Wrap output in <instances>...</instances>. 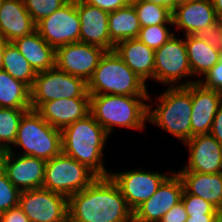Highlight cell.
I'll use <instances>...</instances> for the list:
<instances>
[{
  "mask_svg": "<svg viewBox=\"0 0 222 222\" xmlns=\"http://www.w3.org/2000/svg\"><path fill=\"white\" fill-rule=\"evenodd\" d=\"M68 222H133V211L110 176L97 177L68 198Z\"/></svg>",
  "mask_w": 222,
  "mask_h": 222,
  "instance_id": "6da1fadb",
  "label": "cell"
},
{
  "mask_svg": "<svg viewBox=\"0 0 222 222\" xmlns=\"http://www.w3.org/2000/svg\"><path fill=\"white\" fill-rule=\"evenodd\" d=\"M108 137L89 113L61 130L62 153L85 165L97 177L109 176L102 164V150Z\"/></svg>",
  "mask_w": 222,
  "mask_h": 222,
  "instance_id": "7a4b0ae2",
  "label": "cell"
},
{
  "mask_svg": "<svg viewBox=\"0 0 222 222\" xmlns=\"http://www.w3.org/2000/svg\"><path fill=\"white\" fill-rule=\"evenodd\" d=\"M141 99L150 100L149 96L90 94V113L108 135L114 125L141 130L149 106Z\"/></svg>",
  "mask_w": 222,
  "mask_h": 222,
  "instance_id": "3957f363",
  "label": "cell"
},
{
  "mask_svg": "<svg viewBox=\"0 0 222 222\" xmlns=\"http://www.w3.org/2000/svg\"><path fill=\"white\" fill-rule=\"evenodd\" d=\"M145 82L115 52L105 51L87 82L89 94L148 96ZM112 93H109V92Z\"/></svg>",
  "mask_w": 222,
  "mask_h": 222,
  "instance_id": "277c9868",
  "label": "cell"
},
{
  "mask_svg": "<svg viewBox=\"0 0 222 222\" xmlns=\"http://www.w3.org/2000/svg\"><path fill=\"white\" fill-rule=\"evenodd\" d=\"M191 82L180 86H172L161 96L160 105L150 110L148 106V121L159 125L164 130L178 137L184 143L191 138Z\"/></svg>",
  "mask_w": 222,
  "mask_h": 222,
  "instance_id": "5b68a950",
  "label": "cell"
},
{
  "mask_svg": "<svg viewBox=\"0 0 222 222\" xmlns=\"http://www.w3.org/2000/svg\"><path fill=\"white\" fill-rule=\"evenodd\" d=\"M14 144L24 149L21 155L48 161L62 152L61 130L30 109L22 116Z\"/></svg>",
  "mask_w": 222,
  "mask_h": 222,
  "instance_id": "8992f818",
  "label": "cell"
},
{
  "mask_svg": "<svg viewBox=\"0 0 222 222\" xmlns=\"http://www.w3.org/2000/svg\"><path fill=\"white\" fill-rule=\"evenodd\" d=\"M30 92L33 110L56 99L90 98L84 79L59 70L56 66L38 72Z\"/></svg>",
  "mask_w": 222,
  "mask_h": 222,
  "instance_id": "52a82bcc",
  "label": "cell"
},
{
  "mask_svg": "<svg viewBox=\"0 0 222 222\" xmlns=\"http://www.w3.org/2000/svg\"><path fill=\"white\" fill-rule=\"evenodd\" d=\"M96 178L85 165L61 152L46 161L42 188L69 198L88 187Z\"/></svg>",
  "mask_w": 222,
  "mask_h": 222,
  "instance_id": "ba28073f",
  "label": "cell"
},
{
  "mask_svg": "<svg viewBox=\"0 0 222 222\" xmlns=\"http://www.w3.org/2000/svg\"><path fill=\"white\" fill-rule=\"evenodd\" d=\"M80 27L77 0H69L36 24L41 37L55 50L66 44L80 42Z\"/></svg>",
  "mask_w": 222,
  "mask_h": 222,
  "instance_id": "9c48e42d",
  "label": "cell"
},
{
  "mask_svg": "<svg viewBox=\"0 0 222 222\" xmlns=\"http://www.w3.org/2000/svg\"><path fill=\"white\" fill-rule=\"evenodd\" d=\"M18 206L30 222H68V198L44 188L21 191Z\"/></svg>",
  "mask_w": 222,
  "mask_h": 222,
  "instance_id": "30bf717a",
  "label": "cell"
},
{
  "mask_svg": "<svg viewBox=\"0 0 222 222\" xmlns=\"http://www.w3.org/2000/svg\"><path fill=\"white\" fill-rule=\"evenodd\" d=\"M105 51L99 46L83 42L66 44L56 49L55 66L88 82Z\"/></svg>",
  "mask_w": 222,
  "mask_h": 222,
  "instance_id": "8fae6325",
  "label": "cell"
},
{
  "mask_svg": "<svg viewBox=\"0 0 222 222\" xmlns=\"http://www.w3.org/2000/svg\"><path fill=\"white\" fill-rule=\"evenodd\" d=\"M190 75L192 72L185 40H179L173 35L165 44L155 50L154 79L164 84L169 83L172 87V83Z\"/></svg>",
  "mask_w": 222,
  "mask_h": 222,
  "instance_id": "7c38bea8",
  "label": "cell"
},
{
  "mask_svg": "<svg viewBox=\"0 0 222 222\" xmlns=\"http://www.w3.org/2000/svg\"><path fill=\"white\" fill-rule=\"evenodd\" d=\"M183 182L178 175L168 176L155 194L133 211V222H158L168 211L181 202Z\"/></svg>",
  "mask_w": 222,
  "mask_h": 222,
  "instance_id": "4fadbf2b",
  "label": "cell"
},
{
  "mask_svg": "<svg viewBox=\"0 0 222 222\" xmlns=\"http://www.w3.org/2000/svg\"><path fill=\"white\" fill-rule=\"evenodd\" d=\"M117 184L128 207L134 211L144 201L150 199L168 177L160 173L127 171L109 175Z\"/></svg>",
  "mask_w": 222,
  "mask_h": 222,
  "instance_id": "5bb4252c",
  "label": "cell"
},
{
  "mask_svg": "<svg viewBox=\"0 0 222 222\" xmlns=\"http://www.w3.org/2000/svg\"><path fill=\"white\" fill-rule=\"evenodd\" d=\"M12 159V150H5L0 166L16 188L21 191L42 188L45 160L29 155H18L16 160Z\"/></svg>",
  "mask_w": 222,
  "mask_h": 222,
  "instance_id": "9a60e30c",
  "label": "cell"
},
{
  "mask_svg": "<svg viewBox=\"0 0 222 222\" xmlns=\"http://www.w3.org/2000/svg\"><path fill=\"white\" fill-rule=\"evenodd\" d=\"M190 159L179 172L214 174L222 172V145L211 135H196L187 140Z\"/></svg>",
  "mask_w": 222,
  "mask_h": 222,
  "instance_id": "2e32d148",
  "label": "cell"
},
{
  "mask_svg": "<svg viewBox=\"0 0 222 222\" xmlns=\"http://www.w3.org/2000/svg\"><path fill=\"white\" fill-rule=\"evenodd\" d=\"M191 138L196 135L210 134L214 117L219 104L222 102V93L206 88L198 81L191 82Z\"/></svg>",
  "mask_w": 222,
  "mask_h": 222,
  "instance_id": "e0dca14e",
  "label": "cell"
},
{
  "mask_svg": "<svg viewBox=\"0 0 222 222\" xmlns=\"http://www.w3.org/2000/svg\"><path fill=\"white\" fill-rule=\"evenodd\" d=\"M77 11L80 19V42L96 45L106 51L114 50L115 44L110 40L108 31L109 13L77 0Z\"/></svg>",
  "mask_w": 222,
  "mask_h": 222,
  "instance_id": "ac0fdd59",
  "label": "cell"
},
{
  "mask_svg": "<svg viewBox=\"0 0 222 222\" xmlns=\"http://www.w3.org/2000/svg\"><path fill=\"white\" fill-rule=\"evenodd\" d=\"M217 20L212 0H191L176 5L172 11V24L184 28L185 35H194Z\"/></svg>",
  "mask_w": 222,
  "mask_h": 222,
  "instance_id": "d6986e66",
  "label": "cell"
},
{
  "mask_svg": "<svg viewBox=\"0 0 222 222\" xmlns=\"http://www.w3.org/2000/svg\"><path fill=\"white\" fill-rule=\"evenodd\" d=\"M36 111L49 125L62 130L90 113V98L56 99L43 103Z\"/></svg>",
  "mask_w": 222,
  "mask_h": 222,
  "instance_id": "ffe728a7",
  "label": "cell"
},
{
  "mask_svg": "<svg viewBox=\"0 0 222 222\" xmlns=\"http://www.w3.org/2000/svg\"><path fill=\"white\" fill-rule=\"evenodd\" d=\"M36 30V24L25 8L23 0H2L0 7V35L8 42Z\"/></svg>",
  "mask_w": 222,
  "mask_h": 222,
  "instance_id": "44dd1931",
  "label": "cell"
},
{
  "mask_svg": "<svg viewBox=\"0 0 222 222\" xmlns=\"http://www.w3.org/2000/svg\"><path fill=\"white\" fill-rule=\"evenodd\" d=\"M114 50L144 82L149 77L154 79L155 50L138 38L120 41Z\"/></svg>",
  "mask_w": 222,
  "mask_h": 222,
  "instance_id": "7402d4cb",
  "label": "cell"
},
{
  "mask_svg": "<svg viewBox=\"0 0 222 222\" xmlns=\"http://www.w3.org/2000/svg\"><path fill=\"white\" fill-rule=\"evenodd\" d=\"M184 190L210 202L222 213V172L214 174L178 172Z\"/></svg>",
  "mask_w": 222,
  "mask_h": 222,
  "instance_id": "603a6c76",
  "label": "cell"
},
{
  "mask_svg": "<svg viewBox=\"0 0 222 222\" xmlns=\"http://www.w3.org/2000/svg\"><path fill=\"white\" fill-rule=\"evenodd\" d=\"M33 70L38 73L55 67L56 50L37 30L13 41Z\"/></svg>",
  "mask_w": 222,
  "mask_h": 222,
  "instance_id": "cb8c5ba5",
  "label": "cell"
},
{
  "mask_svg": "<svg viewBox=\"0 0 222 222\" xmlns=\"http://www.w3.org/2000/svg\"><path fill=\"white\" fill-rule=\"evenodd\" d=\"M141 26L133 4L109 13L108 31L110 40L116 45L118 42L137 38Z\"/></svg>",
  "mask_w": 222,
  "mask_h": 222,
  "instance_id": "d4e9b609",
  "label": "cell"
},
{
  "mask_svg": "<svg viewBox=\"0 0 222 222\" xmlns=\"http://www.w3.org/2000/svg\"><path fill=\"white\" fill-rule=\"evenodd\" d=\"M188 61L192 74L204 75L220 59V50L195 35H186L185 40Z\"/></svg>",
  "mask_w": 222,
  "mask_h": 222,
  "instance_id": "484cf974",
  "label": "cell"
},
{
  "mask_svg": "<svg viewBox=\"0 0 222 222\" xmlns=\"http://www.w3.org/2000/svg\"><path fill=\"white\" fill-rule=\"evenodd\" d=\"M31 88L0 69V107L15 109L31 108Z\"/></svg>",
  "mask_w": 222,
  "mask_h": 222,
  "instance_id": "4316f807",
  "label": "cell"
},
{
  "mask_svg": "<svg viewBox=\"0 0 222 222\" xmlns=\"http://www.w3.org/2000/svg\"><path fill=\"white\" fill-rule=\"evenodd\" d=\"M2 69L30 88L37 74L13 42H8L5 46Z\"/></svg>",
  "mask_w": 222,
  "mask_h": 222,
  "instance_id": "83f0119b",
  "label": "cell"
},
{
  "mask_svg": "<svg viewBox=\"0 0 222 222\" xmlns=\"http://www.w3.org/2000/svg\"><path fill=\"white\" fill-rule=\"evenodd\" d=\"M136 9L141 28L158 24L172 25V11L168 8L145 0H131Z\"/></svg>",
  "mask_w": 222,
  "mask_h": 222,
  "instance_id": "f1b7e54d",
  "label": "cell"
},
{
  "mask_svg": "<svg viewBox=\"0 0 222 222\" xmlns=\"http://www.w3.org/2000/svg\"><path fill=\"white\" fill-rule=\"evenodd\" d=\"M30 109H15L0 107V146L5 150H11L14 144L22 116Z\"/></svg>",
  "mask_w": 222,
  "mask_h": 222,
  "instance_id": "f546056e",
  "label": "cell"
},
{
  "mask_svg": "<svg viewBox=\"0 0 222 222\" xmlns=\"http://www.w3.org/2000/svg\"><path fill=\"white\" fill-rule=\"evenodd\" d=\"M181 202L187 212L188 217L193 216H220L222 213L210 202L183 191Z\"/></svg>",
  "mask_w": 222,
  "mask_h": 222,
  "instance_id": "4dcf8cb0",
  "label": "cell"
},
{
  "mask_svg": "<svg viewBox=\"0 0 222 222\" xmlns=\"http://www.w3.org/2000/svg\"><path fill=\"white\" fill-rule=\"evenodd\" d=\"M25 8L29 12L35 24L43 18L50 16L54 11L61 8L69 0H23Z\"/></svg>",
  "mask_w": 222,
  "mask_h": 222,
  "instance_id": "1f68e13d",
  "label": "cell"
},
{
  "mask_svg": "<svg viewBox=\"0 0 222 222\" xmlns=\"http://www.w3.org/2000/svg\"><path fill=\"white\" fill-rule=\"evenodd\" d=\"M165 24H158L155 26L142 27L137 38L146 44L149 48L157 50L165 44L172 36Z\"/></svg>",
  "mask_w": 222,
  "mask_h": 222,
  "instance_id": "d6a6232c",
  "label": "cell"
},
{
  "mask_svg": "<svg viewBox=\"0 0 222 222\" xmlns=\"http://www.w3.org/2000/svg\"><path fill=\"white\" fill-rule=\"evenodd\" d=\"M20 193L0 166V214L18 206Z\"/></svg>",
  "mask_w": 222,
  "mask_h": 222,
  "instance_id": "836d02e7",
  "label": "cell"
},
{
  "mask_svg": "<svg viewBox=\"0 0 222 222\" xmlns=\"http://www.w3.org/2000/svg\"><path fill=\"white\" fill-rule=\"evenodd\" d=\"M194 35L206 41L213 48L222 50V21L217 20Z\"/></svg>",
  "mask_w": 222,
  "mask_h": 222,
  "instance_id": "e575fe53",
  "label": "cell"
},
{
  "mask_svg": "<svg viewBox=\"0 0 222 222\" xmlns=\"http://www.w3.org/2000/svg\"><path fill=\"white\" fill-rule=\"evenodd\" d=\"M205 83L198 81L206 88L218 91L222 93V64L217 62L205 75Z\"/></svg>",
  "mask_w": 222,
  "mask_h": 222,
  "instance_id": "d590c367",
  "label": "cell"
},
{
  "mask_svg": "<svg viewBox=\"0 0 222 222\" xmlns=\"http://www.w3.org/2000/svg\"><path fill=\"white\" fill-rule=\"evenodd\" d=\"M90 5L98 7L108 13L127 6L131 0H83Z\"/></svg>",
  "mask_w": 222,
  "mask_h": 222,
  "instance_id": "8d00e7d4",
  "label": "cell"
},
{
  "mask_svg": "<svg viewBox=\"0 0 222 222\" xmlns=\"http://www.w3.org/2000/svg\"><path fill=\"white\" fill-rule=\"evenodd\" d=\"M187 218L188 215L183 203L179 202L162 217L161 222H185Z\"/></svg>",
  "mask_w": 222,
  "mask_h": 222,
  "instance_id": "74e56055",
  "label": "cell"
},
{
  "mask_svg": "<svg viewBox=\"0 0 222 222\" xmlns=\"http://www.w3.org/2000/svg\"><path fill=\"white\" fill-rule=\"evenodd\" d=\"M0 222H30L19 206L0 214Z\"/></svg>",
  "mask_w": 222,
  "mask_h": 222,
  "instance_id": "f35d334b",
  "label": "cell"
},
{
  "mask_svg": "<svg viewBox=\"0 0 222 222\" xmlns=\"http://www.w3.org/2000/svg\"><path fill=\"white\" fill-rule=\"evenodd\" d=\"M210 134L222 145V102L214 117Z\"/></svg>",
  "mask_w": 222,
  "mask_h": 222,
  "instance_id": "ab89813d",
  "label": "cell"
},
{
  "mask_svg": "<svg viewBox=\"0 0 222 222\" xmlns=\"http://www.w3.org/2000/svg\"><path fill=\"white\" fill-rule=\"evenodd\" d=\"M219 216H193L188 217L185 222H214Z\"/></svg>",
  "mask_w": 222,
  "mask_h": 222,
  "instance_id": "60d3db41",
  "label": "cell"
},
{
  "mask_svg": "<svg viewBox=\"0 0 222 222\" xmlns=\"http://www.w3.org/2000/svg\"><path fill=\"white\" fill-rule=\"evenodd\" d=\"M145 1L162 5L171 11H173L175 8V0H145Z\"/></svg>",
  "mask_w": 222,
  "mask_h": 222,
  "instance_id": "b9f144b4",
  "label": "cell"
},
{
  "mask_svg": "<svg viewBox=\"0 0 222 222\" xmlns=\"http://www.w3.org/2000/svg\"><path fill=\"white\" fill-rule=\"evenodd\" d=\"M217 19L222 21V0H212Z\"/></svg>",
  "mask_w": 222,
  "mask_h": 222,
  "instance_id": "7bdbcfd3",
  "label": "cell"
},
{
  "mask_svg": "<svg viewBox=\"0 0 222 222\" xmlns=\"http://www.w3.org/2000/svg\"><path fill=\"white\" fill-rule=\"evenodd\" d=\"M7 43H8V41L2 35H0V69H2L3 52H4V49H5V46Z\"/></svg>",
  "mask_w": 222,
  "mask_h": 222,
  "instance_id": "ee69618b",
  "label": "cell"
},
{
  "mask_svg": "<svg viewBox=\"0 0 222 222\" xmlns=\"http://www.w3.org/2000/svg\"><path fill=\"white\" fill-rule=\"evenodd\" d=\"M189 1H191V0H175V7H176V5H178V4L185 3V2H189Z\"/></svg>",
  "mask_w": 222,
  "mask_h": 222,
  "instance_id": "f6af8a7d",
  "label": "cell"
},
{
  "mask_svg": "<svg viewBox=\"0 0 222 222\" xmlns=\"http://www.w3.org/2000/svg\"><path fill=\"white\" fill-rule=\"evenodd\" d=\"M3 154H4V150L0 146V164H1V161H2Z\"/></svg>",
  "mask_w": 222,
  "mask_h": 222,
  "instance_id": "bcb514c9",
  "label": "cell"
},
{
  "mask_svg": "<svg viewBox=\"0 0 222 222\" xmlns=\"http://www.w3.org/2000/svg\"><path fill=\"white\" fill-rule=\"evenodd\" d=\"M214 222H222V214Z\"/></svg>",
  "mask_w": 222,
  "mask_h": 222,
  "instance_id": "7dc6e473",
  "label": "cell"
},
{
  "mask_svg": "<svg viewBox=\"0 0 222 222\" xmlns=\"http://www.w3.org/2000/svg\"><path fill=\"white\" fill-rule=\"evenodd\" d=\"M219 61H220L221 64H222V50H220V59H219Z\"/></svg>",
  "mask_w": 222,
  "mask_h": 222,
  "instance_id": "c3c4849f",
  "label": "cell"
}]
</instances>
